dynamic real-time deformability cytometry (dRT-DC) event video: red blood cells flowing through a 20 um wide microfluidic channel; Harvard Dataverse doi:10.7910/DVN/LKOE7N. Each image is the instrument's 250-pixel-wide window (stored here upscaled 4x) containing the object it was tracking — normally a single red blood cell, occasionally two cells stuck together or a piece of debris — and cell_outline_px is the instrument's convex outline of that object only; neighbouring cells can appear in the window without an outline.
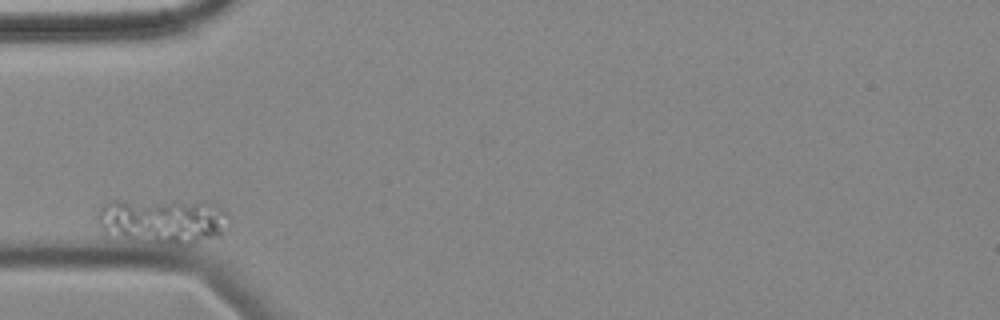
{"species": "common noctule bat (a hibernating species)", "species_latin": "Nyctalus noctula", "temperature_condition": "cold", "stored_images_in_passage": 5, "camera_frame_rate_fps": 3000, "um_per_image_px": 0.085, "animal": {"sex": "female", "body_mass_g": 18.4}, "frame": {"image": 1, "passage_image": 1, "time_ms": 0.0, "image_size_px": [1000, 320], "cell_outline_px": [[228, 216], [220, 236], [192, 244], [156, 244], [104, 232], [100, 228], [96, 220], [96, 216], [100, 208], [108, 200], [208, 200], [224, 208], [228, 212]], "centroid_in_image_um": [13.86, 18.73], "position_along_channel_um": 71.1, "area_um2": 35.55}}
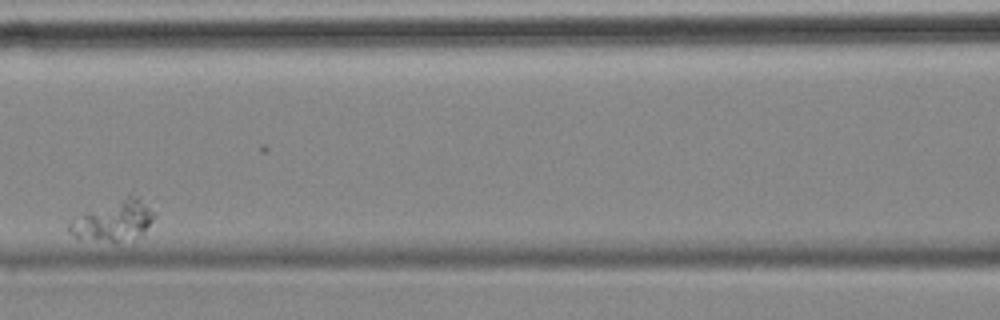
{"frame": {"image": 2, "passage_image": 3, "time_ms": 3.333, "image_size_px": [1000, 320], "cell_outline_px": [[156, 216], [140, 236], [116, 240], [112, 240], [76, 236], [68, 232], [68, 224], [72, 220], [128, 192], [140, 196], [156, 212]], "centroid_in_image_um": [9.78, 18.65], "position_along_channel_um": 156.8, "area_um2": 19.59}}
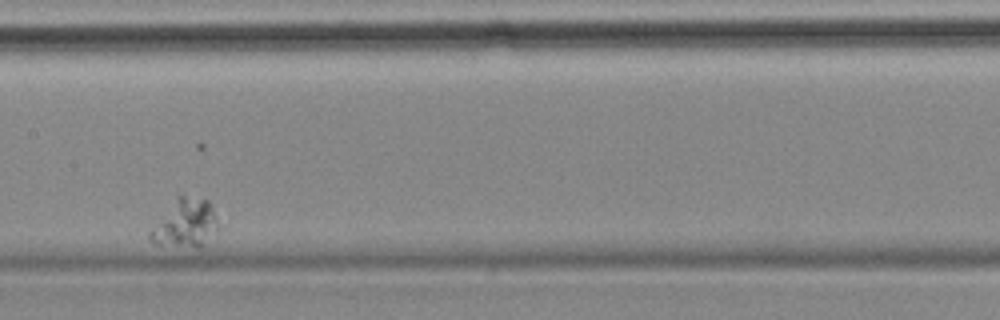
{"frame": {"image": 3, "passage_image": 4, "time_ms": 4.667, "image_size_px": [1000, 320], "cell_outline_px": [[220, 224], [216, 232], [200, 248], [196, 248], [156, 244], [148, 240], [148, 232], [180, 192], [208, 200], [212, 204]], "centroid_in_image_um": [15.78, 18.96], "position_along_channel_um": 191.6, "area_um2": 19.71}}